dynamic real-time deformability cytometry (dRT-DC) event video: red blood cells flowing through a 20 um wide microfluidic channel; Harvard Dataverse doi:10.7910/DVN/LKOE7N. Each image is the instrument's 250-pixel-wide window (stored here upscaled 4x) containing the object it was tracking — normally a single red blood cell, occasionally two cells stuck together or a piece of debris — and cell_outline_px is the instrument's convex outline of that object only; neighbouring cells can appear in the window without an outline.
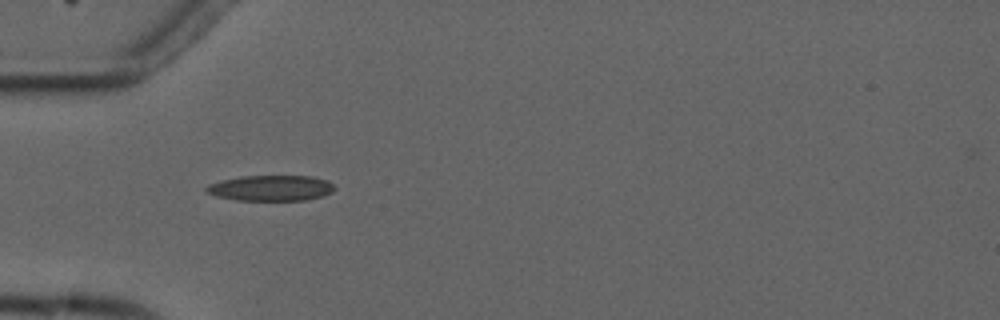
{"species": "common noctule bat (a hibernating species)", "species_latin": "Nyctalus noctula", "temperature_condition": "cold", "stored_images_in_passage": 6, "camera_frame_rate_fps": 3000, "um_per_image_px": 0.085, "animal": {"sex": "male", "forearm_length_mm": 52.5}, "frame": {"image": 1, "passage_image": 1, "time_ms": 0.0, "image_size_px": [1000, 320], "cell_outline_px": [[336, 188], [332, 192], [324, 196], [304, 200], [236, 200], [216, 196], [208, 192], [204, 188], [208, 184], [240, 176], [312, 176], [328, 180]], "centroid_in_image_um": [23.06, 15.98], "position_along_channel_um": 61.9, "area_um2": 19.13}}
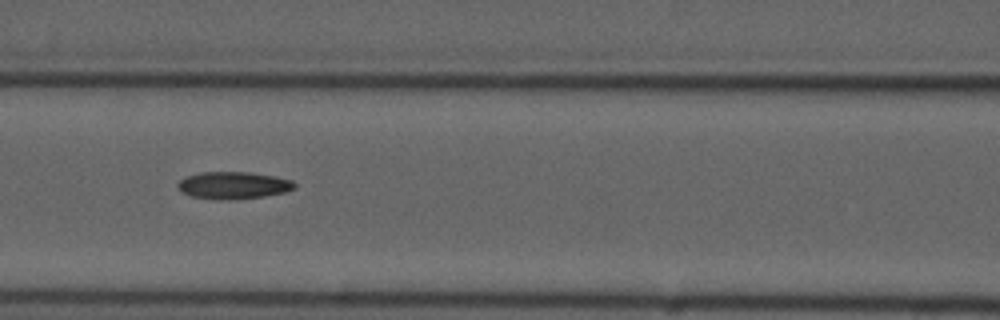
{"frame": {"image": 2, "passage_image": 3, "time_ms": 2.333, "image_size_px": [1000, 320], "cell_outline_px": [[296, 188], [284, 192], [264, 196], [232, 200], [216, 200], [192, 196], [184, 192], [176, 184], [180, 180], [188, 176], [200, 172], [252, 172], [276, 176], [292, 180], [296, 184]], "centroid_in_image_um": [19.88, 15.75], "position_along_channel_um": 146.7, "area_um2": 18.55}}
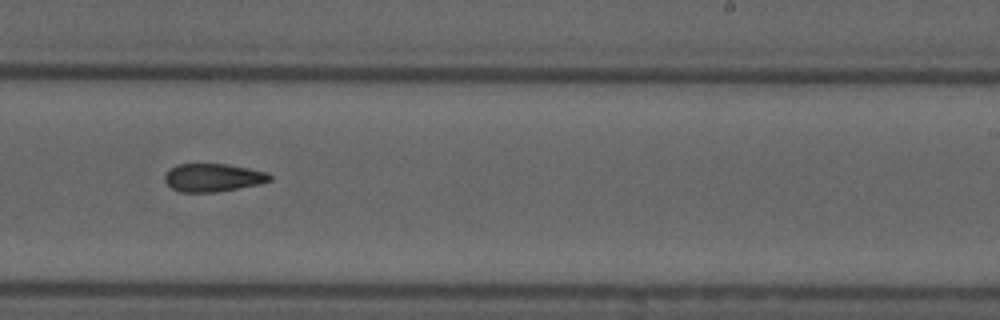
{"frame": {"image": 3, "passage_image": 6, "time_ms": 5.667, "image_size_px": [1000, 320], "cell_outline_px": [[272, 180], [260, 184], [216, 192], [180, 192], [172, 188], [164, 180], [164, 176], [168, 168], [176, 164], [228, 164], [268, 172], [272, 176]], "centroid_in_image_um": [18.1, 15.09], "position_along_channel_um": 270.9, "area_um2": 17.34}}